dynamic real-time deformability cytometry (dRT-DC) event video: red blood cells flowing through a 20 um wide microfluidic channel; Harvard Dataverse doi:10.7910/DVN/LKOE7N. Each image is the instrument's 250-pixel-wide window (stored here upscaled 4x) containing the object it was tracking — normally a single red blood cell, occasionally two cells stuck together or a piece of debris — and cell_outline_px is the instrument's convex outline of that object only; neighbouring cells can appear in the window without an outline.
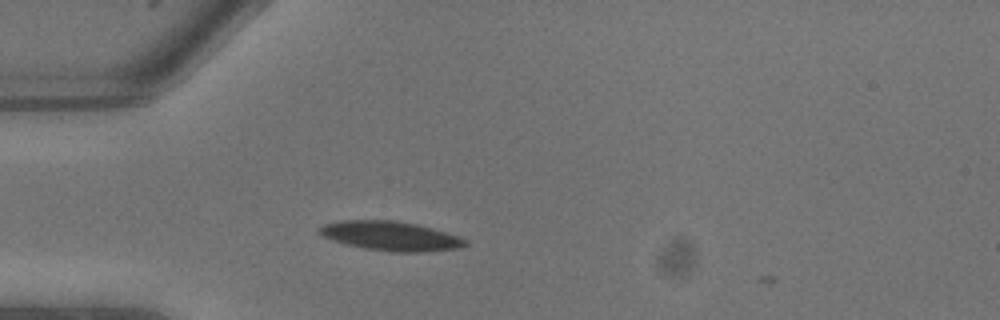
{"species": "common noctule bat (a hibernating species)", "species_latin": "Nyctalus noctula", "temperature_condition": "warm", "stored_images_in_passage": 5, "camera_frame_rate_fps": 3000, "um_per_image_px": 0.085, "animal": {"sex": "male", "body_mass_g": 13.3}, "frame": {"image": 1, "passage_image": 3, "time_ms": 0.667, "image_size_px": [1000, 320], "cell_outline_px": [[468, 244], [460, 248], [424, 252], [388, 252], [364, 248], [344, 244], [320, 236], [316, 228], [324, 224], [340, 220], [396, 220], [416, 224], [432, 228], [468, 240]], "centroid_in_image_um": [33.15, 20.06], "position_along_channel_um": 51.9, "area_um2": 25.2}}
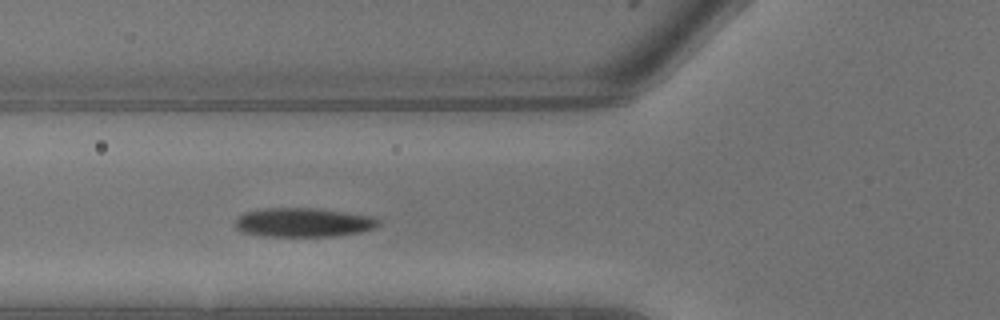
{"frame": {"image": 2, "passage_image": 5, "time_ms": 1.333, "image_size_px": [1000, 320], "cell_outline_px": [[380, 224], [376, 228], [360, 232], [332, 236], [264, 236], [240, 232], [236, 228], [236, 216], [244, 212], [268, 208], [320, 208], [372, 216], [380, 220]], "centroid_in_image_um": [25.79, 18.9], "position_along_channel_um": 100.0, "area_um2": 24.45}}